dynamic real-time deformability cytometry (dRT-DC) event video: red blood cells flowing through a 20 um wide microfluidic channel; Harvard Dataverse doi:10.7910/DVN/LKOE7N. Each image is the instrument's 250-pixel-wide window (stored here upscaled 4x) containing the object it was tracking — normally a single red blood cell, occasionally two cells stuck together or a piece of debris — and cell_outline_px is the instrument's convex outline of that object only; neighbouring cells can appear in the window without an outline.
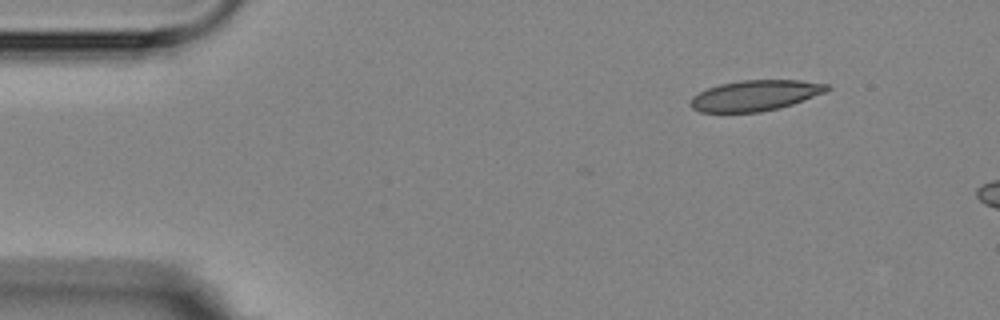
{"species": "Egyptian fruit bat (a non-hibernating species)", "species_latin": "Rousettus aegyptiacus", "temperature_condition": "room temperature", "stored_images_in_passage": 3, "camera_frame_rate_fps": 3000, "um_per_image_px": 0.085, "animal": {"sex": "female"}, "frame": {"image": 1, "passage_image": 1, "time_ms": 0.0, "image_size_px": [1000, 320], "cell_outline_px": [[832, 88], [824, 92], [792, 104], [780, 108], [760, 112], [700, 112], [692, 108], [688, 104], [692, 96], [708, 88], [720, 84], [740, 80], [800, 80], [828, 84]], "centroid_in_image_um": [64.17, 8.12], "position_along_channel_um": 20.8, "area_um2": 24.33}}